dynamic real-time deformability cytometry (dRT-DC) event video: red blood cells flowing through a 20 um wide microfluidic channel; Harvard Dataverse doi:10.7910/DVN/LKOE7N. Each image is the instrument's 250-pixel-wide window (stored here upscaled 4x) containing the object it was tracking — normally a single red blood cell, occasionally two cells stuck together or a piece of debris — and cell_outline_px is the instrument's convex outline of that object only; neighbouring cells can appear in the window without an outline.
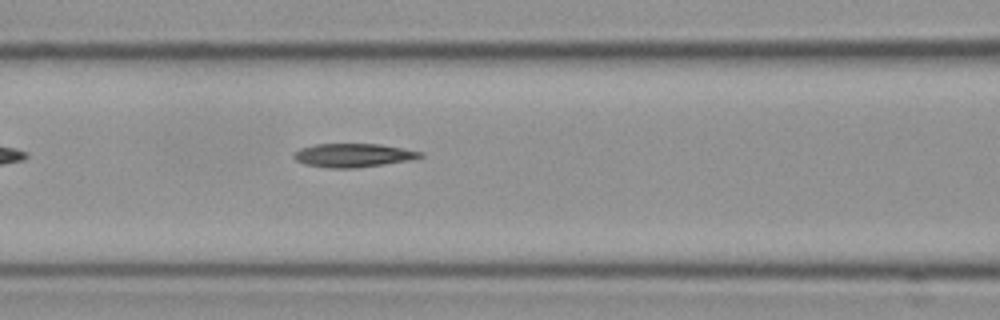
{"species": "Egyptian fruit bat (a non-hibernating species)", "species_latin": "Rousettus aegyptiacus", "temperature_condition": "cold", "stored_images_in_passage": 7, "segment_of_instrument_passage": [1, 2], "camera_frame_rate_fps": 3000, "um_per_image_px": 0.085, "frame": {"image": 1, "passage_image": 6, "time_ms": 1.667, "image_size_px": [1000, 320], "cell_outline_px": [[424, 156], [412, 160], [356, 168], [328, 168], [304, 164], [296, 160], [292, 156], [292, 152], [300, 148], [316, 144], [380, 144], [424, 152]], "centroid_in_image_um": [30.01, 13.2], "position_along_channel_um": 136.6, "area_um2": 17.57}}